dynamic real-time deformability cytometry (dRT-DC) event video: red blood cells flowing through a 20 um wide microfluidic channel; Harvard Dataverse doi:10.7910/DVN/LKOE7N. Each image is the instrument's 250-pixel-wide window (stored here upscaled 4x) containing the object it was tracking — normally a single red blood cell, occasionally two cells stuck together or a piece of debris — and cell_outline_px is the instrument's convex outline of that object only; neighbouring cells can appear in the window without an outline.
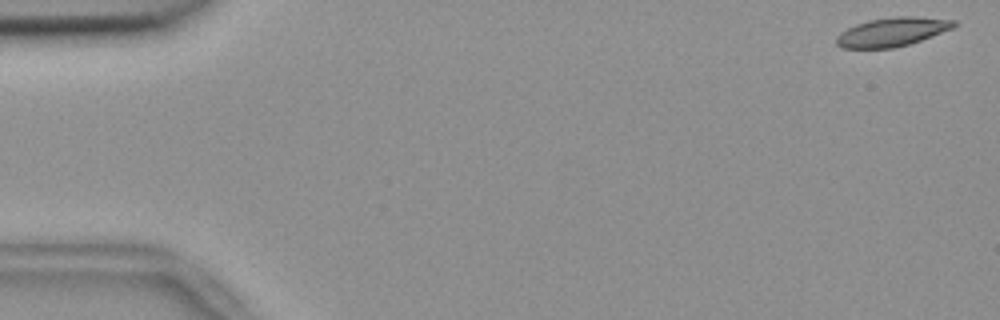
{"species": "common noctule bat (a hibernating species)", "species_latin": "Nyctalus noctula", "temperature_condition": "room temperature", "stored_images_in_passage": 55, "camera_frame_rate_fps": 3000, "um_per_image_px": 0.085, "animal": {"sex": "female", "body_mass_g": 18.4}, "frame": {"image": 1, "passage_image": 1, "time_ms": 0.0, "image_size_px": [1000, 320], "cell_outline_px": [[960, 24], [952, 28], [932, 36], [908, 44], [892, 48], [840, 48], [836, 44], [836, 36], [840, 32], [856, 24], [868, 20], [896, 16], [916, 16], [956, 20]], "centroid_in_image_um": [75.84, 2.7], "position_along_channel_um": 9.2, "area_um2": 19.83}}
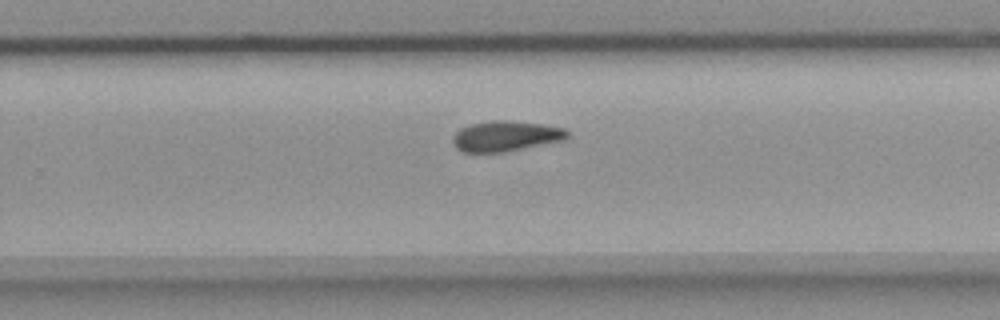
{"frame": {"image": 2, "passage_image": 35, "time_ms": 11.333, "image_size_px": [1000, 320], "cell_outline_px": [[568, 136], [564, 140], [508, 152], [464, 152], [456, 148], [452, 144], [452, 136], [460, 128], [472, 124], [492, 120], [512, 120], [540, 124], [564, 128], [568, 132]], "centroid_in_image_um": [42.97, 11.57], "position_along_channel_um": 286.8, "area_um2": 20.46}}
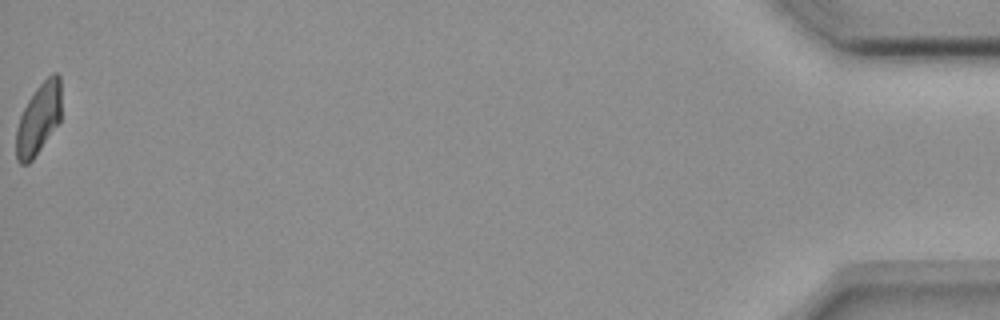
{"frame": {"image": 3, "passage_image": 55, "time_ms": 18.0, "image_size_px": [1000, 320], "cell_outline_px": [[60, 120], [32, 160], [28, 164], [20, 164], [16, 160], [16, 128], [20, 116], [28, 100], [36, 88], [52, 72], [56, 72], [60, 76]], "centroid_in_image_um": [3.26, 10.1], "position_along_channel_um": 431.9, "area_um2": 18.5}, "authors_computed_cell_mechanics": {"area_um2": 20.2878, "velocity_mm_per_s": 3.6713, "shape_relaxation_time_tau1_ms": null, "shape_relaxation_time_tau2_ms": 6.6274, "deformation_change_tau1": null, "deformation_change_tau2": 0.1287}}